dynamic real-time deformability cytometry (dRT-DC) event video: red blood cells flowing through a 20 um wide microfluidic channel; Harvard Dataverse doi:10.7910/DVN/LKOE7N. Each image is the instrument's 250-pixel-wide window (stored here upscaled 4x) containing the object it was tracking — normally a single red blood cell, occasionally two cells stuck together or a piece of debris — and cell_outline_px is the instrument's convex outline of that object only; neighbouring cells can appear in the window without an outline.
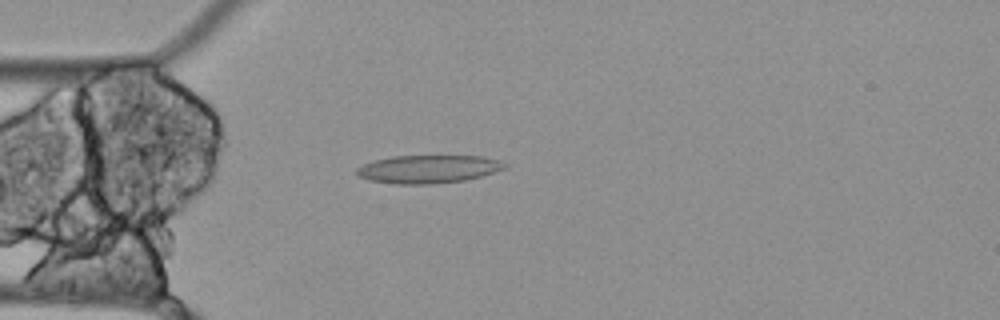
{"species": "Egyptian fruit bat (a non-hibernating species)", "species_latin": "Rousettus aegyptiacus", "temperature_condition": "cold", "stored_images_in_passage": 47, "camera_frame_rate_fps": 3000, "um_per_image_px": 0.085, "animal": {"sex": "female"}, "frame": {"image": 1, "passage_image": 6, "time_ms": 1.667, "image_size_px": [1000, 320], "cell_outline_px": [[508, 168], [480, 176], [464, 180], [432, 184], [392, 184], [368, 180], [360, 176], [356, 172], [356, 168], [364, 164], [376, 160], [392, 156], [480, 156], [500, 160], [508, 164]], "centroid_in_image_um": [36.42, 14.37], "position_along_channel_um": 48.6, "area_um2": 24.22}}
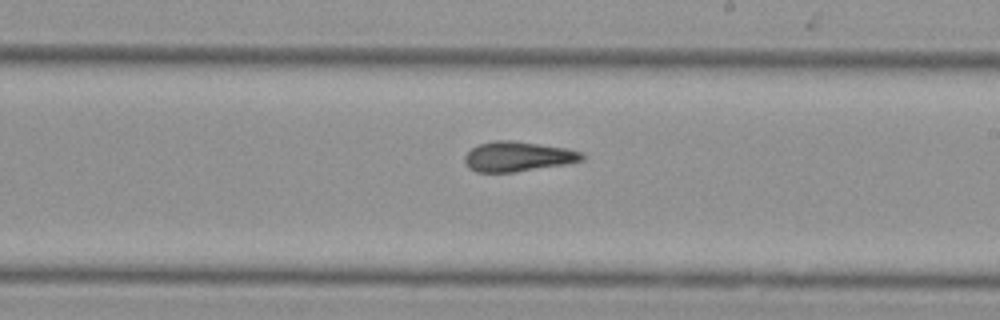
{"frame": {"image": 2, "passage_image": 23, "time_ms": 7.333, "image_size_px": [1000, 320], "cell_outline_px": [[584, 160], [568, 164], [516, 172], [476, 172], [468, 168], [464, 160], [464, 156], [472, 148], [480, 144], [496, 140], [512, 140], [568, 148], [584, 152]], "centroid_in_image_um": [44.06, 13.31], "position_along_channel_um": 244.9, "area_um2": 20.69}}
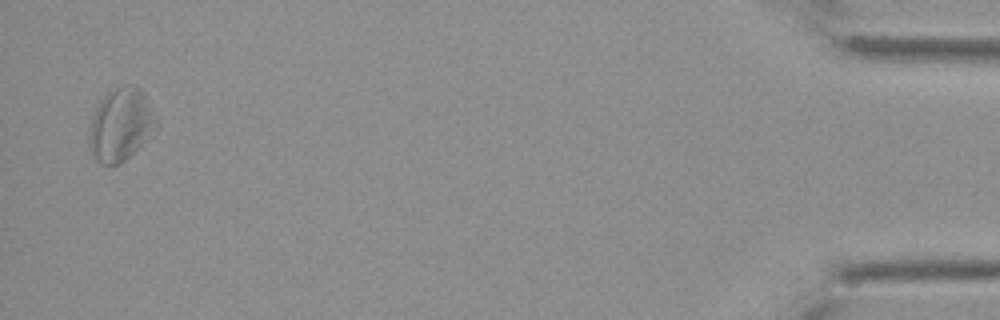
{"frame": {"image": 3, "passage_image": 46, "time_ms": 15.0, "image_size_px": [1000, 320], "cell_outline_px": [[156, 124], [148, 140], [120, 164], [100, 164], [92, 156], [88, 140], [88, 136], [92, 116], [100, 100], [108, 92], [124, 84], [132, 84], [140, 88], [144, 92], [156, 116]], "centroid_in_image_um": [10.25, 10.59], "position_along_channel_um": 424.9, "area_um2": 28.55}, "authors_computed_cell_mechanics": {"area_um2": 21.6172, "velocity_mm_per_s": 3.4616, "shape_relaxation_time_tau1_ms": null, "shape_relaxation_time_tau2_ms": 9.5148, "deformation_change_tau1": null, "deformation_change_tau2": 0.1446}}